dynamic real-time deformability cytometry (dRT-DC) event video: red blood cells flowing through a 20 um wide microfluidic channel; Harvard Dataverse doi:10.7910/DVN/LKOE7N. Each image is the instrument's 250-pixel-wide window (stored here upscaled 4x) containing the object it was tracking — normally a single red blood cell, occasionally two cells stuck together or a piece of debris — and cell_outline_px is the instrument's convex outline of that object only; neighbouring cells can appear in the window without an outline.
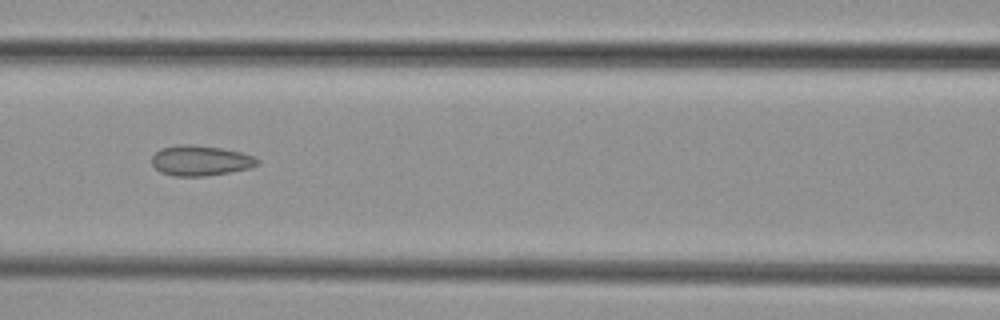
{"species": "common noctule bat (a hibernating species)", "species_latin": "Nyctalus noctula", "temperature_condition": "cold", "stored_images_in_passage": 7, "camera_frame_rate_fps": 3000, "um_per_image_px": 0.085, "animal": {"sex": "female", "body_mass_g": 29.2, "forearm_length_mm": 56.3}, "frame": {"image": 1, "passage_image": 7, "time_ms": 7.0, "image_size_px": [1000, 320], "cell_outline_px": [[260, 160], [256, 164], [248, 168], [228, 172], [204, 176], [176, 176], [160, 172], [152, 164], [152, 156], [160, 148], [180, 144], [192, 144], [220, 148], [240, 152], [252, 156]], "centroid_in_image_um": [16.99, 13.64], "position_along_channel_um": 149.6, "area_um2": 18.38}}